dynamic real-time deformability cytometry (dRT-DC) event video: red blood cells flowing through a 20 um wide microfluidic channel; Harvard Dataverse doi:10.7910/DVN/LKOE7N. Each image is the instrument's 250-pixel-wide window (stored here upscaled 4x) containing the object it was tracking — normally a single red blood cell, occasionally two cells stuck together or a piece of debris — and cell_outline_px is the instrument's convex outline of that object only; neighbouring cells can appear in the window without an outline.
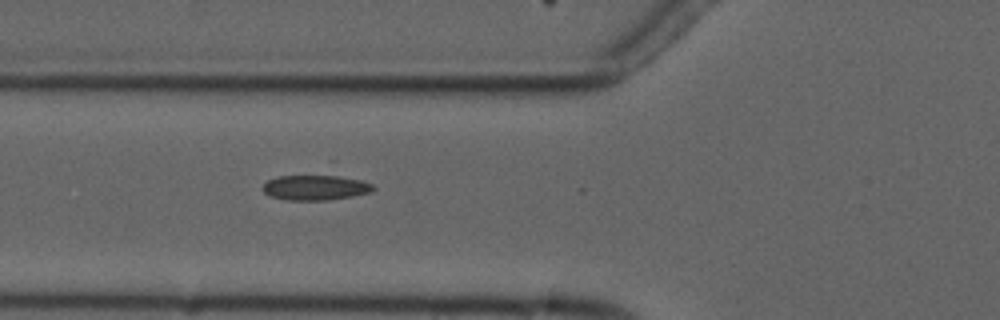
{"species": "common noctule bat (a hibernating species)", "species_latin": "Nyctalus noctula", "temperature_condition": "cold", "stored_images_in_passage": 3, "camera_frame_rate_fps": 3000, "um_per_image_px": 0.085, "animal": {"sex": "male", "forearm_length_mm": 52.5}, "frame": {"image": 1, "passage_image": 3, "time_ms": 2.333, "image_size_px": [1000, 320], "cell_outline_px": [[376, 188], [372, 192], [352, 196], [328, 200], [284, 200], [272, 196], [264, 192], [260, 188], [268, 180], [276, 176], [328, 160], [332, 160], [372, 184]], "centroid_in_image_um": [26.99, 15.59], "position_along_channel_um": 98.8, "area_um2": 21.56}}